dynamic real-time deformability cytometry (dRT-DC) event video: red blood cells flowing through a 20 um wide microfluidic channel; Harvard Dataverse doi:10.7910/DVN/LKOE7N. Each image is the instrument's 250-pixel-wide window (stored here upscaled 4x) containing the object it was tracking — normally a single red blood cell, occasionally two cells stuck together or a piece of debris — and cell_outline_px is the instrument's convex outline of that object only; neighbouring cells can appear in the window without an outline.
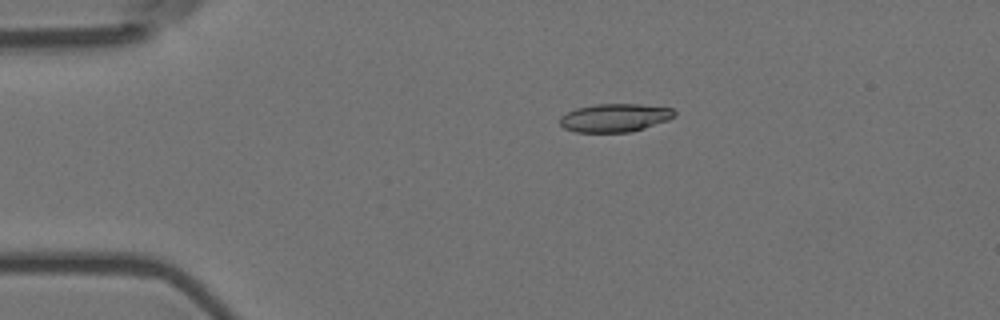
{"species": "Egyptian fruit bat (a non-hibernating species)", "species_latin": "Rousettus aegyptiacus", "temperature_condition": "room temperature", "stored_images_in_passage": 6, "camera_frame_rate_fps": 3000, "um_per_image_px": 0.085, "animal": {"sex": "female"}, "frame": {"image": 1, "passage_image": 6, "time_ms": 1.667, "image_size_px": [1000, 320], "cell_outline_px": [[676, 116], [668, 120], [632, 132], [576, 132], [564, 128], [560, 124], [560, 116], [576, 108], [596, 104], [640, 104], [672, 108], [676, 112]], "centroid_in_image_um": [52.27, 10.01], "position_along_channel_um": 32.7, "area_um2": 18.9}}